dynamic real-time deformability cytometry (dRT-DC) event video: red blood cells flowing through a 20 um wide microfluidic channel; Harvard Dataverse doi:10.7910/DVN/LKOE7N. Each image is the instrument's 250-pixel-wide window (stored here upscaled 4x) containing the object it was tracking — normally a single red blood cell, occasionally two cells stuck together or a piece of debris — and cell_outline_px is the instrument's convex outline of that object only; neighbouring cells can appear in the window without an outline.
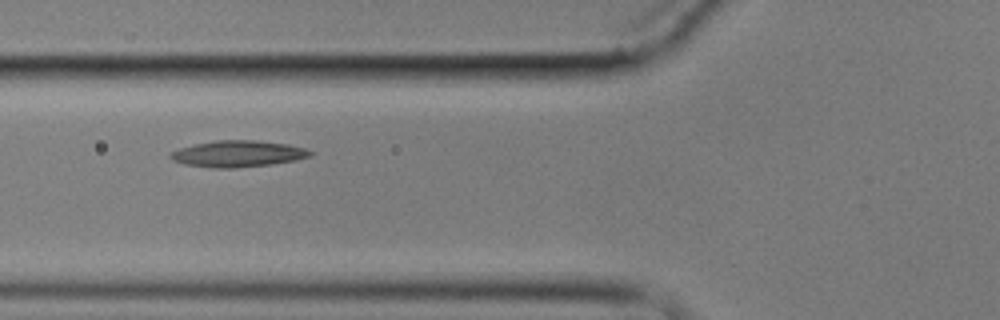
{"species": "common noctule bat (a hibernating species)", "species_latin": "Nyctalus noctula", "temperature_condition": "cold", "stored_images_in_passage": 7, "camera_frame_rate_fps": 3000, "um_per_image_px": 0.085, "animal": {"sex": "male", "body_mass_g": 17.9}, "frame": {"image": 1, "passage_image": 6, "time_ms": 6.667, "image_size_px": [1000, 320], "cell_outline_px": [[312, 152], [308, 156], [296, 160], [272, 164], [232, 168], [212, 168], [184, 164], [172, 160], [168, 156], [172, 152], [180, 148], [196, 144], [216, 140], [256, 140], [288, 144], [304, 148]], "centroid_in_image_um": [20.19, 13.07], "position_along_channel_um": 105.6, "area_um2": 21.33}}
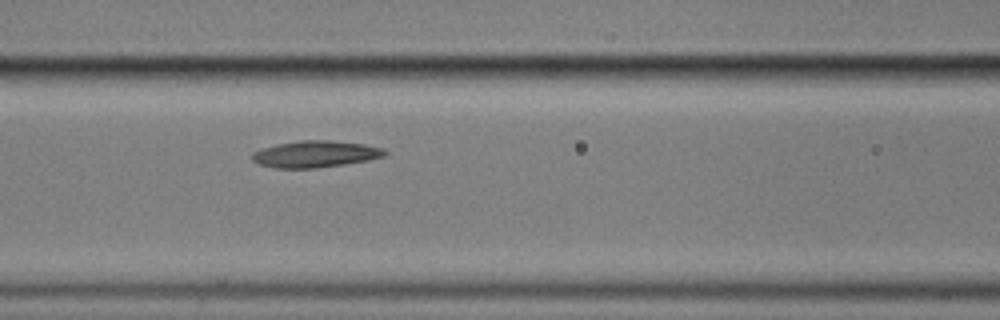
{"frame": {"image": 2, "passage_image": 7, "time_ms": 7.667, "image_size_px": [1000, 320], "cell_outline_px": [[388, 152], [384, 156], [368, 160], [344, 164], [316, 168], [276, 168], [260, 164], [252, 160], [252, 152], [260, 148], [276, 144], [300, 140], [328, 140], [364, 144], [384, 148]], "centroid_in_image_um": [26.79, 13.09], "position_along_channel_um": 139.8, "area_um2": 20.63}}